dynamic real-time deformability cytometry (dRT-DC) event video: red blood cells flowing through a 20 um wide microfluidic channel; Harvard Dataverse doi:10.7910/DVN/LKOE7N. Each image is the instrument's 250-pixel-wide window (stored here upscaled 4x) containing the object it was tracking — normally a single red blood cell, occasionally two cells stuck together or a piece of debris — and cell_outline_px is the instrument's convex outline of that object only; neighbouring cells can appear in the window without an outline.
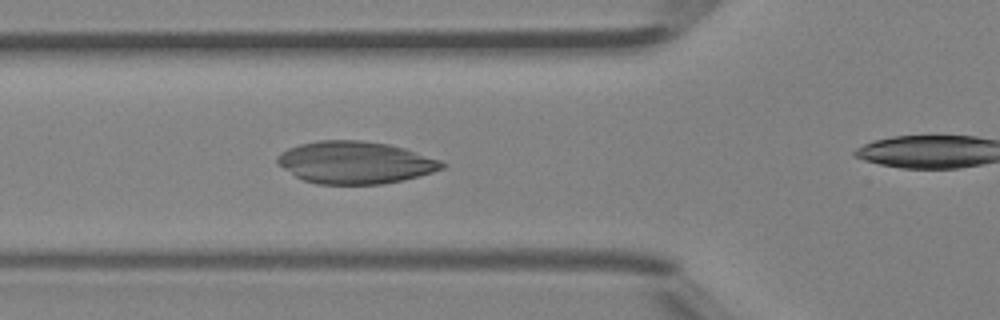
{"species": "Egyptian fruit bat (a non-hibernating species)", "species_latin": "Rousettus aegyptiacus", "temperature_condition": "room temperature", "stored_images_in_passage": 33, "camera_frame_rate_fps": 3000, "um_per_image_px": 0.085, "animal": {"sex": "female"}, "frame": {"image": 1, "passage_image": 9, "time_ms": 2.667, "image_size_px": [1000, 320], "cell_outline_px": [[448, 164], [444, 168], [432, 172], [400, 180], [380, 184], [316, 184], [304, 180], [296, 176], [284, 168], [276, 160], [276, 156], [280, 152], [288, 148], [300, 144], [316, 140], [360, 140], [388, 144], [404, 148], [440, 160]], "centroid_in_image_um": [30.17, 13.8], "position_along_channel_um": 95.6, "area_um2": 40.34}}
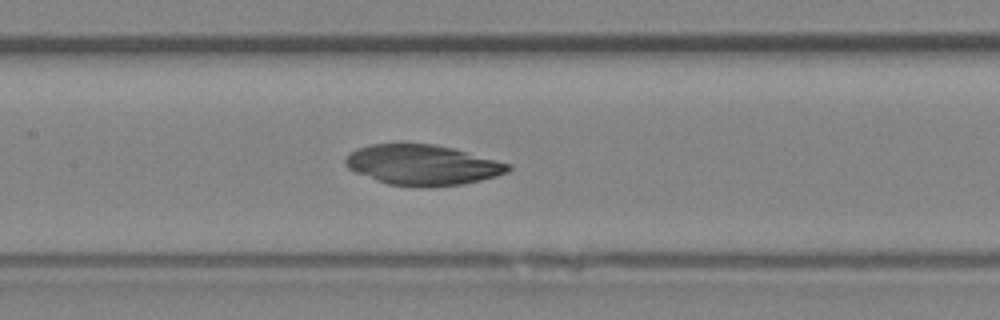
{"frame": {"image": 2, "passage_image": 14, "time_ms": 4.333, "image_size_px": [1000, 320], "cell_outline_px": [[512, 168], [508, 172], [496, 176], [480, 180], [460, 184], [428, 188], [420, 188], [388, 184], [376, 180], [356, 172], [348, 168], [344, 164], [344, 160], [356, 148], [372, 144], [400, 140], [436, 144], [452, 148], [512, 164]], "centroid_in_image_um": [35.88, 13.99], "position_along_channel_um": 171.5, "area_um2": 39.19}}
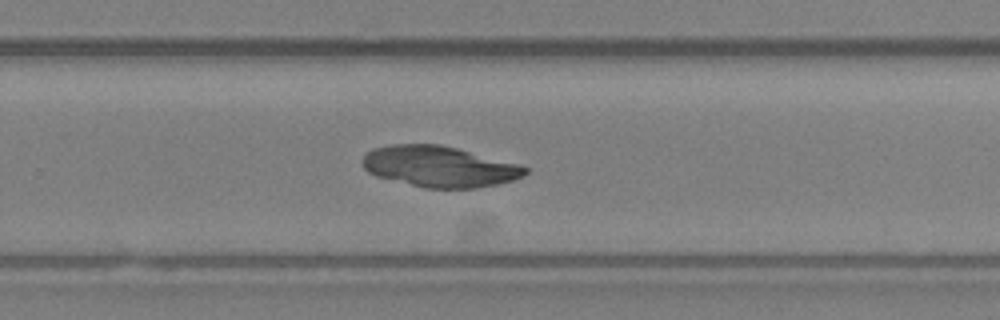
{"frame": {"image": 3, "passage_image": 22, "time_ms": 7.0, "image_size_px": [1000, 320], "cell_outline_px": [[528, 172], [524, 176], [512, 180], [496, 184], [476, 188], [424, 188], [376, 176], [368, 172], [364, 168], [360, 160], [372, 148], [392, 144], [440, 144], [520, 164], [528, 168]], "centroid_in_image_um": [37.33, 14.15], "position_along_channel_um": 292.5, "area_um2": 38.84}}